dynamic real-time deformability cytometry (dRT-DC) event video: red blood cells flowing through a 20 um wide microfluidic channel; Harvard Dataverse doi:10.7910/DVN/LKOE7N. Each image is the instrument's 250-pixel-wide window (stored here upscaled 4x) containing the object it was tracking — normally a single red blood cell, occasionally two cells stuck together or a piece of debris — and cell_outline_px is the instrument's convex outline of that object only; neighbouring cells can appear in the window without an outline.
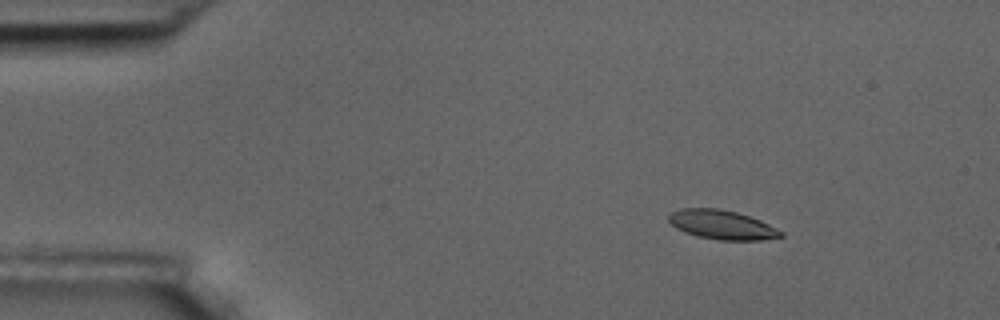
{"species": "common noctule bat (a hibernating species)", "species_latin": "Nyctalus noctula", "temperature_condition": "room temperature", "stored_images_in_passage": 5, "camera_frame_rate_fps": 3000, "um_per_image_px": 0.085, "animal": {"sex": "male", "body_mass_g": 17.5, "forearm_length_mm": 52.3}, "frame": {"image": 1, "passage_image": 3, "time_ms": 2.333, "image_size_px": [1000, 320], "cell_outline_px": [[784, 236], [760, 240], [720, 240], [700, 236], [684, 232], [676, 228], [668, 220], [668, 216], [672, 212], [680, 208], [716, 208], [736, 212], [760, 220], [784, 232]], "centroid_in_image_um": [61.36, 19.1], "position_along_channel_um": 23.6, "area_um2": 18.9}}